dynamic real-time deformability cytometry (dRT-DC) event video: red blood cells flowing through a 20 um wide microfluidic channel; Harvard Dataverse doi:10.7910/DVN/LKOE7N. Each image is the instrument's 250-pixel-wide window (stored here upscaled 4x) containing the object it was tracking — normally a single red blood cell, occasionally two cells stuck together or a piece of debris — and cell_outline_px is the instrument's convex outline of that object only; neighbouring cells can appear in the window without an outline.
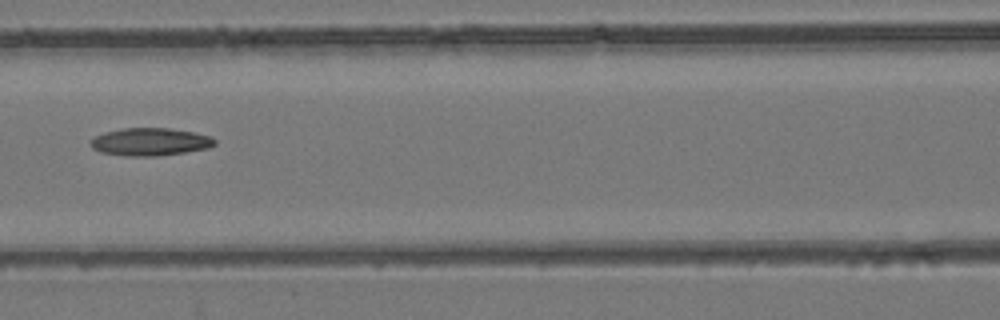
{"species": "common noctule bat (a hibernating species)", "species_latin": "Nyctalus noctula", "temperature_condition": "room temperature", "stored_images_in_passage": 9, "camera_frame_rate_fps": 3000, "um_per_image_px": 0.085, "animal": {"sex": "female", "body_mass_g": 24.6, "forearm_length_mm": 56.2}, "frame": {"image": 1, "passage_image": 7, "time_ms": 7.667, "image_size_px": [1000, 320], "cell_outline_px": [[216, 144], [208, 148], [184, 152], [156, 156], [124, 156], [100, 152], [92, 148], [92, 140], [96, 136], [104, 132], [124, 128], [168, 128], [192, 132], [212, 136], [216, 140]], "centroid_in_image_um": [12.78, 12.06], "position_along_channel_um": 153.8, "area_um2": 19.94}}
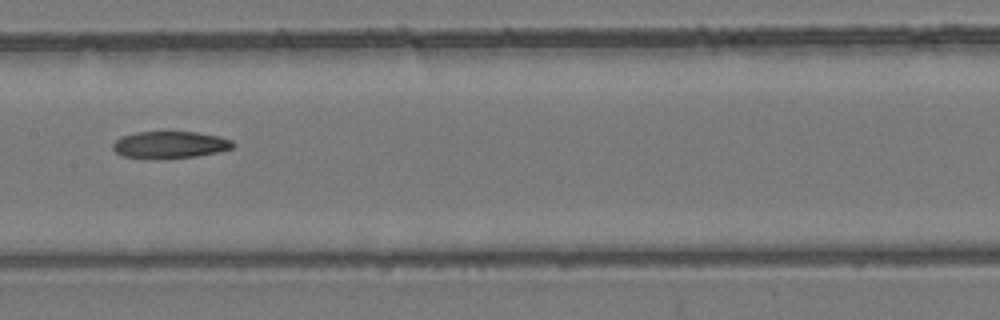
{"frame": {"image": 2, "passage_image": 8, "time_ms": 8.667, "image_size_px": [1000, 320], "cell_outline_px": [[236, 144], [232, 148], [216, 152], [196, 156], [124, 156], [116, 152], [112, 148], [112, 144], [120, 136], [136, 132], [196, 132], [216, 136], [232, 140]], "centroid_in_image_um": [14.46, 12.26], "position_along_channel_um": 192.9, "area_um2": 17.98}}
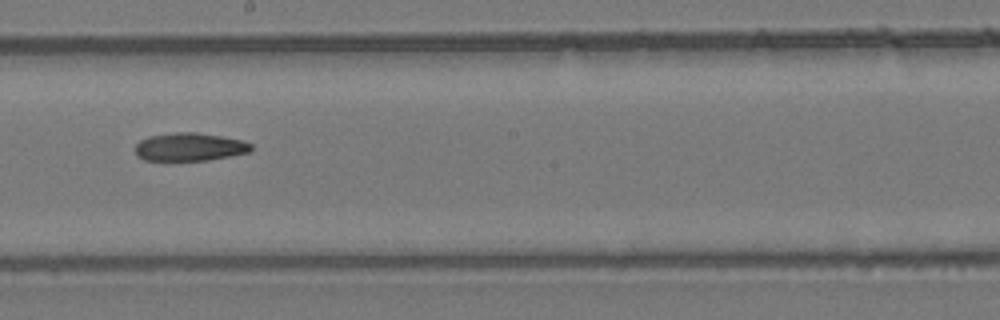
{"frame": {"image": 3, "passage_image": 9, "time_ms": 9.667, "image_size_px": [1000, 320], "cell_outline_px": [[252, 148], [248, 152], [208, 160], [144, 160], [136, 156], [136, 144], [140, 140], [148, 136], [176, 132], [196, 132], [220, 136], [240, 140], [252, 144]], "centroid_in_image_um": [16.07, 12.48], "position_along_channel_um": 232.1, "area_um2": 18.79}}